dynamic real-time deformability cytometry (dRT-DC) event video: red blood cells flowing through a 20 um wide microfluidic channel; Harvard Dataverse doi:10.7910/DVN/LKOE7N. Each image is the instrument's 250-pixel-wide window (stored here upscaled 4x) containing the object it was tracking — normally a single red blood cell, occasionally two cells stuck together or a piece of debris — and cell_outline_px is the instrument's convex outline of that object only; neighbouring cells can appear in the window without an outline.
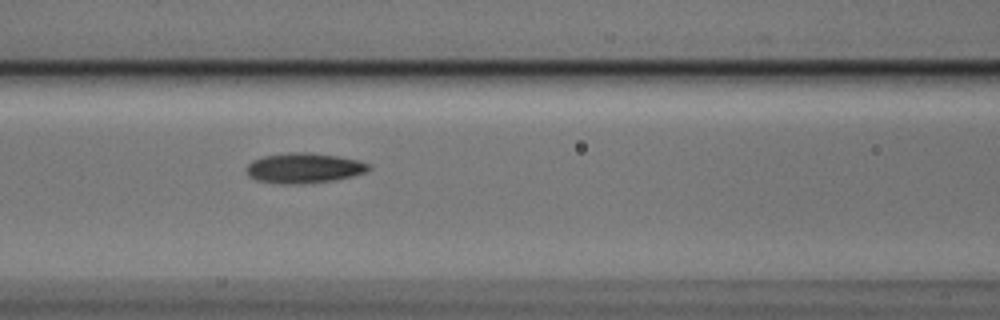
{"species": "Egyptian fruit bat (a non-hibernating species)", "species_latin": "Rousettus aegyptiacus", "temperature_condition": "cold", "stored_images_in_passage": 4, "camera_frame_rate_fps": 3000, "um_per_image_px": 0.085, "animal": {"sex": "male"}, "frame": {"image": 1, "passage_image": 4, "time_ms": 1.0, "image_size_px": [1000, 320], "cell_outline_px": [[372, 168], [364, 172], [352, 176], [332, 180], [304, 184], [280, 184], [256, 180], [248, 176], [244, 168], [252, 160], [264, 156], [288, 152], [308, 152], [336, 156], [360, 160], [368, 164]], "centroid_in_image_um": [25.79, 14.28], "position_along_channel_um": 140.8, "area_um2": 21.62}}